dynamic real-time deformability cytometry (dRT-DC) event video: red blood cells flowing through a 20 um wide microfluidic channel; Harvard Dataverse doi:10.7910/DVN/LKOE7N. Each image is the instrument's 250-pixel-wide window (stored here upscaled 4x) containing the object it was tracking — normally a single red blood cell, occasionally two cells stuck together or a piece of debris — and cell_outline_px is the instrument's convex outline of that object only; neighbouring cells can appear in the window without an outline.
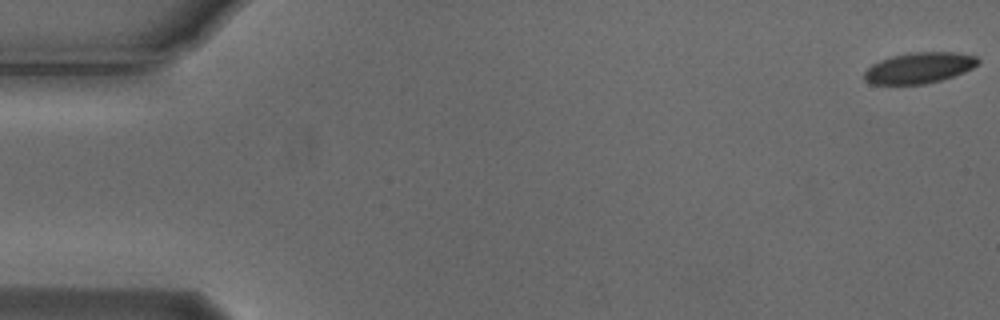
{"species": "Egyptian fruit bat (a non-hibernating species)", "species_latin": "Rousettus aegyptiacus", "temperature_condition": "cold", "stored_images_in_passage": 56, "camera_frame_rate_fps": 3000, "um_per_image_px": 0.085, "animal": {"sex": "male"}, "frame": {"image": 1, "passage_image": 1, "time_ms": 0.0, "image_size_px": [1000, 320], "cell_outline_px": [[980, 64], [964, 72], [940, 80], [924, 84], [872, 84], [864, 80], [864, 72], [872, 64], [880, 60], [892, 56], [908, 52], [960, 52], [976, 56], [980, 60]], "centroid_in_image_um": [78.15, 5.75], "position_along_channel_um": 6.9, "area_um2": 20.58}}
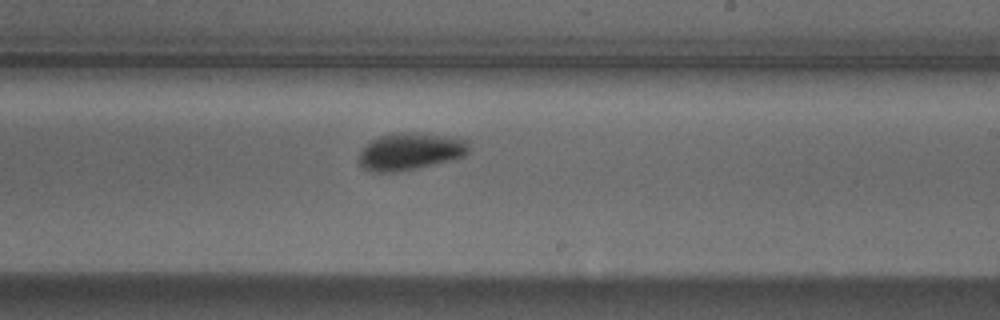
{"frame": {"image": 2, "passage_image": 33, "time_ms": 10.667, "image_size_px": [1000, 320], "cell_outline_px": [[468, 152], [464, 156], [452, 160], [400, 172], [376, 172], [364, 168], [360, 164], [360, 152], [372, 140], [380, 136], [396, 132], [412, 132], [468, 140]], "centroid_in_image_um": [34.87, 12.88], "position_along_channel_um": 254.1, "area_um2": 23.47}}
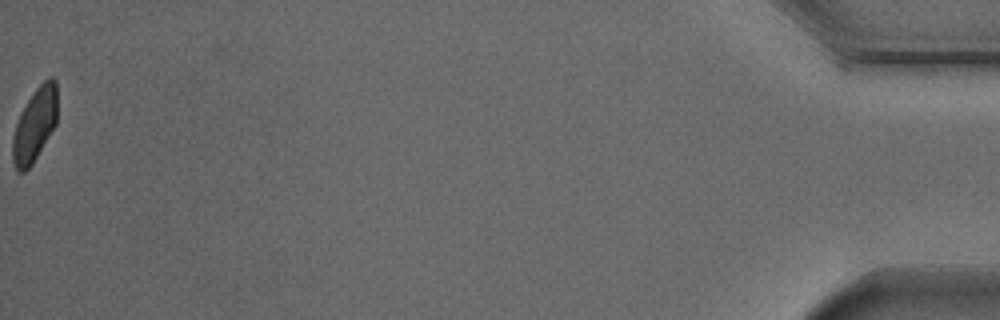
{"frame": {"image": 3, "passage_image": 56, "time_ms": 18.333, "image_size_px": [1000, 320], "cell_outline_px": [[56, 124], [32, 164], [24, 172], [16, 172], [12, 160], [12, 140], [16, 124], [20, 112], [36, 88], [48, 76], [52, 76], [56, 80]], "centroid_in_image_um": [2.94, 10.61], "position_along_channel_um": 432.3, "area_um2": 19.07}}